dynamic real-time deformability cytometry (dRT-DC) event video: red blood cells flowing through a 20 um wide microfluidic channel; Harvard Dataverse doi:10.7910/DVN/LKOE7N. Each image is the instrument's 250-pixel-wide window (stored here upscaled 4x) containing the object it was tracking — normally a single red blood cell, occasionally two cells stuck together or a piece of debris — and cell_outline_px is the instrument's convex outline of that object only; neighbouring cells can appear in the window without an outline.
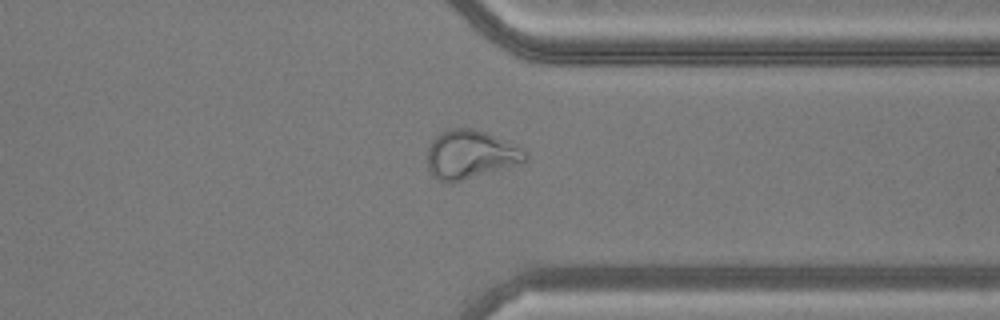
{"species": "common noctule bat (a hibernating species)", "species_latin": "Nyctalus noctula", "temperature_condition": "warm", "stored_images_in_passage": 32, "camera_frame_rate_fps": 3000, "um_per_image_px": 0.085, "animal": {"sex": "male", "body_mass_g": 20.5, "forearm_length_mm": 52.5}, "frame": {"image": 1, "passage_image": 22, "time_ms": 7.0, "image_size_px": [1000, 320], "cell_outline_px": [[528, 160], [448, 184], [432, 176], [428, 168], [428, 144], [440, 132], [448, 128], [472, 128], [508, 140], [524, 148], [528, 152]], "centroid_in_image_um": [39.98, 13.1], "position_along_channel_um": 371.4, "area_um2": 27.69}}
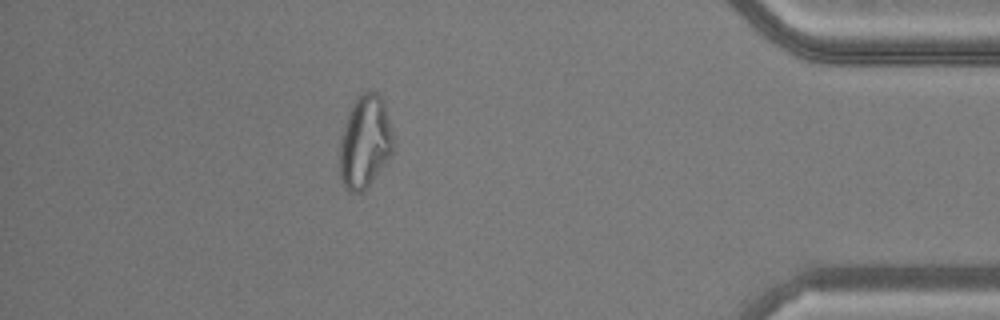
{"frame": {"image": 2, "passage_image": 27, "time_ms": 8.667, "image_size_px": [1000, 320], "cell_outline_px": [[392, 152], [368, 184], [360, 192], [348, 192], [344, 188], [340, 176], [340, 140], [348, 112], [356, 96], [364, 92], [376, 92], [384, 100], [392, 132]], "centroid_in_image_um": [30.99, 12.02], "position_along_channel_um": 404.2, "area_um2": 28.44}}